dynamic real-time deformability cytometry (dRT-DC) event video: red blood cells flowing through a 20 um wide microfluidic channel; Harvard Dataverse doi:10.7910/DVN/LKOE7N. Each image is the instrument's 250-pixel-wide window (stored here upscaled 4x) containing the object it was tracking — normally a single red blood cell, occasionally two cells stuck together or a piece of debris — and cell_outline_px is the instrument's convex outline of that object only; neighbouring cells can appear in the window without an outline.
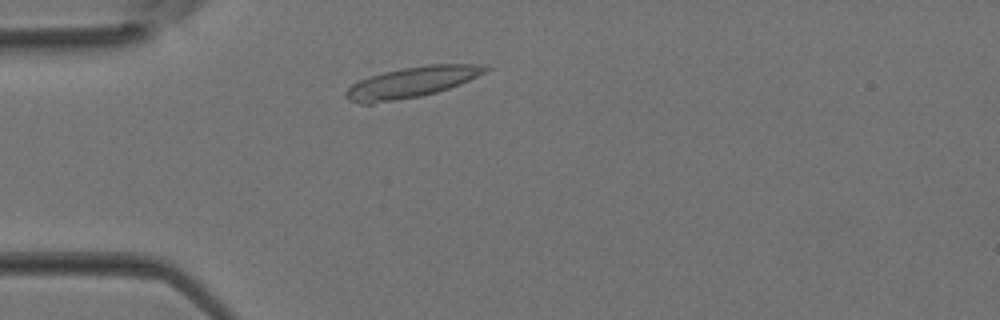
{"species": "Egyptian fruit bat (a non-hibernating species)", "species_latin": "Rousettus aegyptiacus", "temperature_condition": "room temperature", "stored_images_in_passage": 2, "camera_frame_rate_fps": 3000, "um_per_image_px": 0.085, "animal": {"sex": "female"}, "frame": {"image": 1, "passage_image": 2, "time_ms": 0.333, "image_size_px": [1000, 320], "cell_outline_px": [[492, 68], [460, 84], [436, 92], [420, 96], [372, 104], [360, 104], [348, 100], [344, 96], [344, 92], [352, 84], [360, 80], [384, 72], [404, 68], [428, 64], [480, 64]], "centroid_in_image_um": [34.95, 7.0], "position_along_channel_um": 50.0, "area_um2": 24.74}}